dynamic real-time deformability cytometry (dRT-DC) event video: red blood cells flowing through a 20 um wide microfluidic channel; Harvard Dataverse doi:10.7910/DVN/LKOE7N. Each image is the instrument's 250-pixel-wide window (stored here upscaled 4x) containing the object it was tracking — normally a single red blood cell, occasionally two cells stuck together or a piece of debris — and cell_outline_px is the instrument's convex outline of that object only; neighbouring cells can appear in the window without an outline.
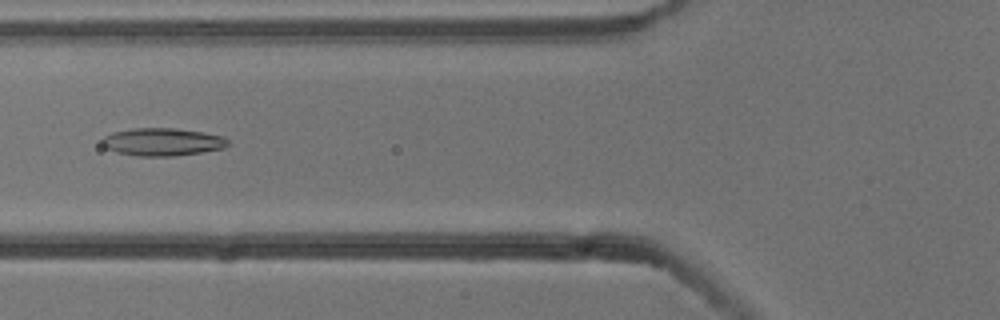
{"species": "common noctule bat (a hibernating species)", "species_latin": "Nyctalus noctula", "temperature_condition": "cold", "stored_images_in_passage": 5, "camera_frame_rate_fps": 3000, "um_per_image_px": 0.085, "animal": {"sex": "male", "body_mass_g": 13.3}, "frame": {"image": 1, "passage_image": 5, "time_ms": 1.333, "image_size_px": [1000, 320], "cell_outline_px": [[228, 144], [224, 148], [200, 152], [172, 156], [140, 156], [116, 152], [100, 144], [100, 140], [104, 136], [112, 132], [132, 128], [176, 128], [224, 136], [228, 140]], "centroid_in_image_um": [13.77, 12.05], "position_along_channel_um": 112.0, "area_um2": 20.29}}